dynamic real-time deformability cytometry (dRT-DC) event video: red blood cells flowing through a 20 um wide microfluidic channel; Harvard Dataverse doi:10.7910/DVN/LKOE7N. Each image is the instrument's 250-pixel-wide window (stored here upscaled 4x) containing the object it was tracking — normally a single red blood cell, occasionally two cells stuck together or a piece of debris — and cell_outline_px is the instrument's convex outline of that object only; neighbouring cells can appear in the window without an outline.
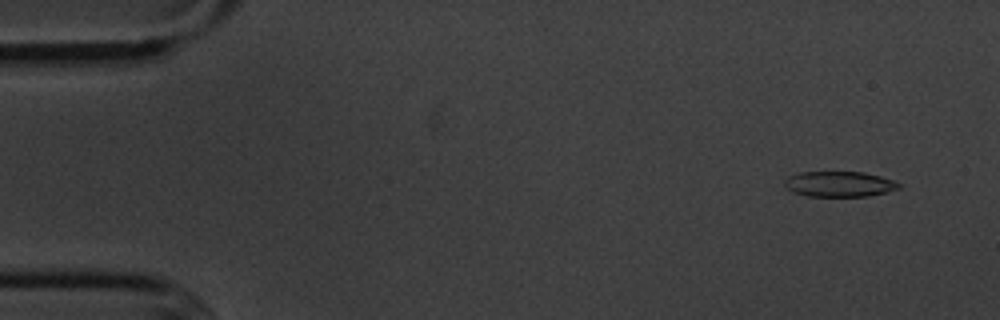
{"species": "common noctule bat (a hibernating species)", "species_latin": "Nyctalus noctula", "temperature_condition": "cold", "stored_images_in_passage": 53, "camera_frame_rate_fps": 3000, "um_per_image_px": 0.085, "animal": {"sex": "male", "body_mass_g": 20.1, "forearm_length_mm": 53.5}, "frame": {"image": 1, "passage_image": 4, "time_ms": 1.0, "image_size_px": [1000, 320], "cell_outline_px": [[904, 184], [900, 188], [868, 196], [808, 196], [792, 192], [784, 184], [784, 180], [788, 176], [800, 172], [864, 172], [880, 176]], "centroid_in_image_um": [71.34, 15.64], "position_along_channel_um": 13.7, "area_um2": 16.94}}
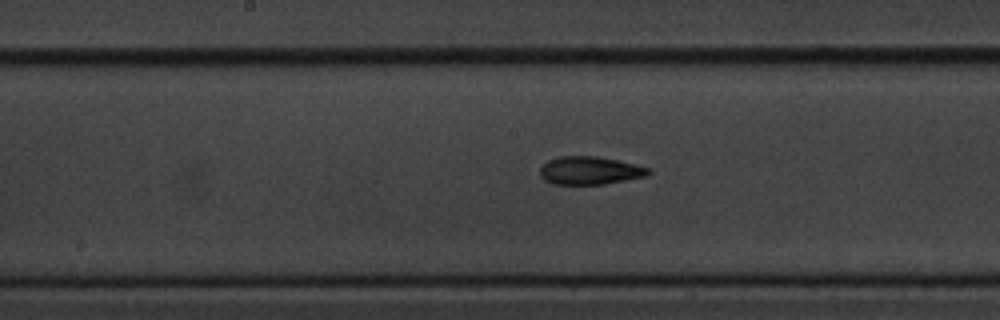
{"frame": {"image": 2, "passage_image": 28, "time_ms": 9.0, "image_size_px": [1000, 320], "cell_outline_px": [[652, 172], [648, 176], [604, 184], [552, 184], [544, 180], [540, 176], [540, 168], [548, 160], [560, 156], [596, 156], [616, 160], [652, 168]], "centroid_in_image_um": [50.16, 14.5], "position_along_channel_um": 198.0, "area_um2": 17.8}}
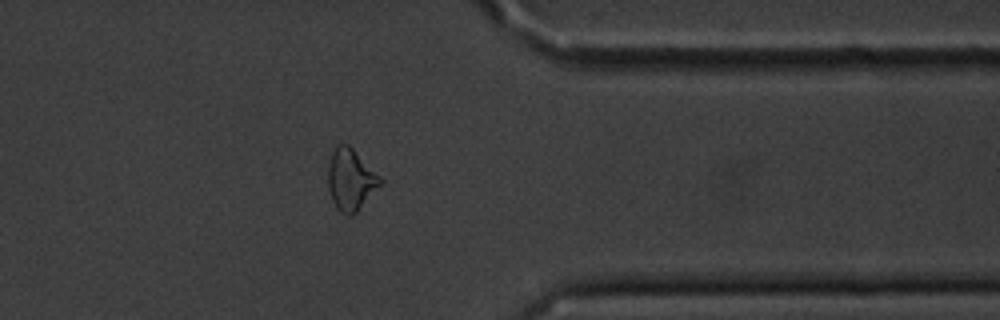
{"frame": {"image": 3, "passage_image": 44, "time_ms": 14.333, "image_size_px": [1000, 320], "cell_outline_px": [[384, 180], [356, 212], [352, 216], [348, 216], [340, 212], [336, 208], [332, 200], [328, 188], [328, 164], [332, 152], [336, 144], [348, 144]], "centroid_in_image_um": [29.78, 15.27], "position_along_channel_um": 381.6, "area_um2": 18.55}, "authors_computed_cell_mechanics": {"area_um2": 17.8024, "velocity_mm_per_s": 3.6205, "shape_relaxation_time_tau1_ms": 2.7021, "shape_relaxation_time_tau2_ms": 1.5276, "deformation_change_tau1": 0.1104, "deformation_change_tau2": 0.0745}}